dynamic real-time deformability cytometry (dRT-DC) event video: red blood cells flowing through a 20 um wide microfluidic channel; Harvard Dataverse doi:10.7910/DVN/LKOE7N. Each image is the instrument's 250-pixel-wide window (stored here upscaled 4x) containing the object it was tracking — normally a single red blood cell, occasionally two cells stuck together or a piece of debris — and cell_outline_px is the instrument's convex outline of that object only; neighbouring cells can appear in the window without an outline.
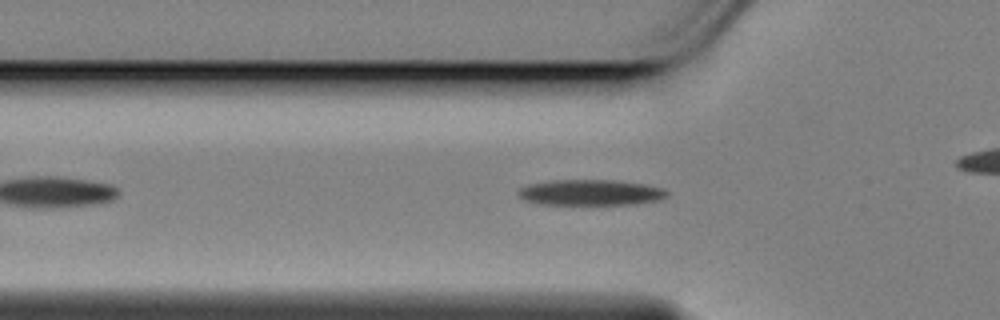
{"species": "Egyptian fruit bat (a non-hibernating species)", "species_latin": "Rousettus aegyptiacus", "temperature_condition": "cold", "stored_images_in_passage": 38, "camera_frame_rate_fps": 3000, "um_per_image_px": 0.085, "animal": {"sex": "female"}, "frame": {"image": 1, "passage_image": 9, "time_ms": 2.667, "image_size_px": [1000, 320], "cell_outline_px": [[668, 196], [660, 200], [636, 204], [540, 204], [524, 200], [516, 192], [520, 188], [528, 184], [552, 180], [612, 180], [644, 184], [664, 188], [668, 192]], "centroid_in_image_um": [50.21, 16.36], "position_along_channel_um": 75.6, "area_um2": 22.37}}
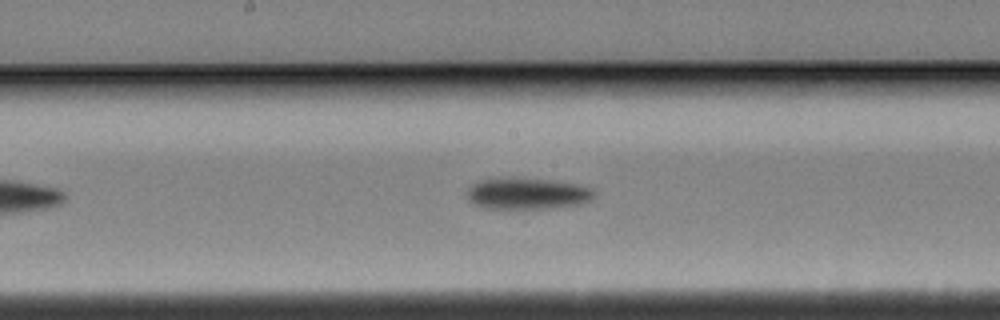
{"frame": {"image": 2, "passage_image": 20, "time_ms": 6.333, "image_size_px": [1000, 320], "cell_outline_px": [[596, 192], [588, 200], [580, 204], [552, 208], [484, 208], [472, 204], [468, 200], [468, 188], [472, 184], [480, 180], [548, 180], [576, 184], [592, 188]], "centroid_in_image_um": [44.82, 16.49], "position_along_channel_um": 203.4, "area_um2": 22.43}}
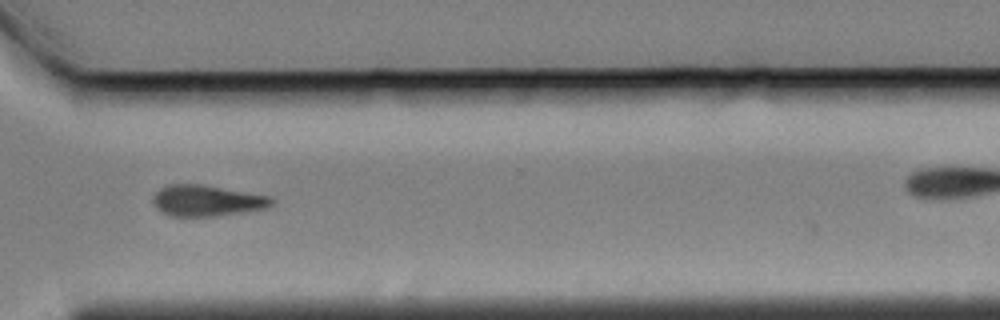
{"frame": {"image": 3, "passage_image": 33, "time_ms": 10.667, "image_size_px": [1000, 320], "cell_outline_px": [[272, 204], [264, 208], [240, 212], [212, 216], [172, 216], [160, 212], [156, 208], [152, 200], [156, 192], [160, 188], [168, 184], [200, 184], [272, 196]], "centroid_in_image_um": [17.53, 17.04], "position_along_channel_um": 353.1, "area_um2": 21.27}}